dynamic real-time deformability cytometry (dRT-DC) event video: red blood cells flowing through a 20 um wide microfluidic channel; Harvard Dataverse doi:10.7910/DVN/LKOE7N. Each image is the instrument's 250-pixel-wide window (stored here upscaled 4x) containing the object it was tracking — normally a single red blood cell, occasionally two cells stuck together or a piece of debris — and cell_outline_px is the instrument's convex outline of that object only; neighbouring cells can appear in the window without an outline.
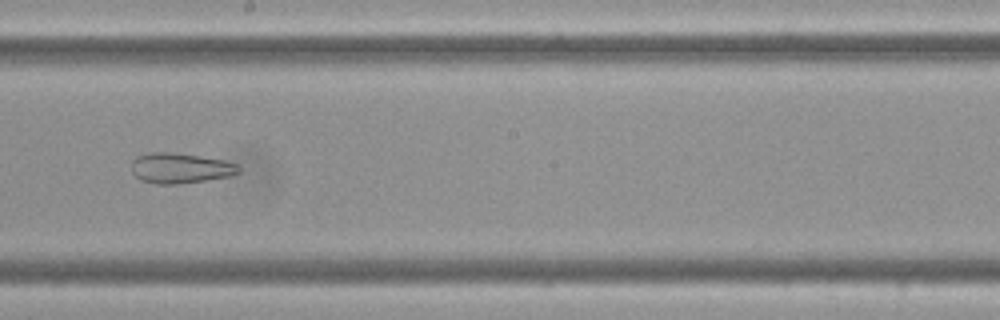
{"species": "Egyptian fruit bat (a non-hibernating species)", "species_latin": "Rousettus aegyptiacus", "temperature_condition": "cold", "stored_images_in_passage": 58, "camera_frame_rate_fps": 3000, "um_per_image_px": 0.085, "frame": {"image": 1, "passage_image": 33, "time_ms": 10.667, "image_size_px": [1000, 320], "cell_outline_px": [[240, 172], [228, 176], [204, 180], [176, 184], [156, 184], [140, 180], [132, 172], [132, 160], [136, 156], [148, 152], [168, 152], [200, 156], [224, 160], [236, 164], [240, 168]], "centroid_in_image_um": [15.28, 14.28], "position_along_channel_um": 232.9, "area_um2": 18.84}}
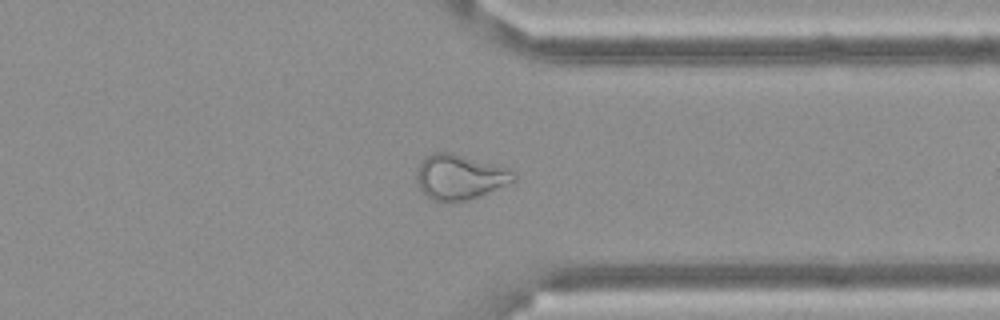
{"frame": {"image": 2, "passage_image": 45, "time_ms": 14.667, "image_size_px": [1000, 320], "cell_outline_px": [[516, 180], [468, 200], [452, 204], [448, 204], [432, 200], [420, 188], [416, 180], [416, 168], [432, 152], [452, 152], [508, 168], [516, 172]], "centroid_in_image_um": [39.06, 15.06], "position_along_channel_um": 372.3, "area_um2": 25.61}}
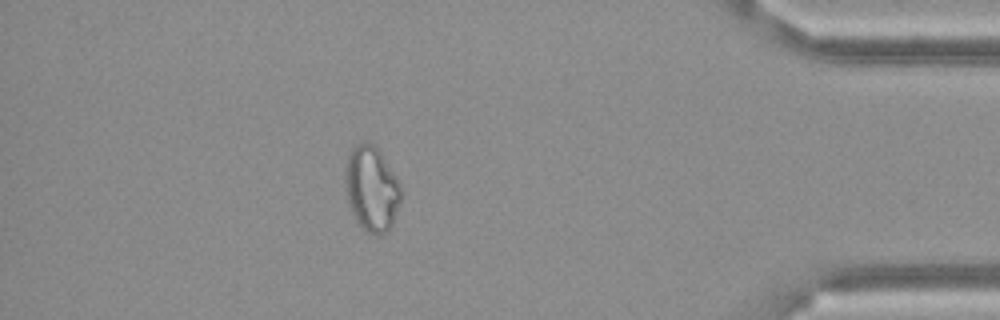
{"frame": {"image": 3, "passage_image": 51, "time_ms": 16.667, "image_size_px": [1000, 320], "cell_outline_px": [[400, 200], [392, 224], [388, 232], [380, 236], [368, 232], [360, 224], [352, 212], [348, 200], [344, 184], [344, 168], [348, 156], [352, 148], [356, 144], [364, 140], [372, 144], [380, 152], [400, 184]], "centroid_in_image_um": [31.56, 16.02], "position_along_channel_um": 403.6, "area_um2": 27.4}, "authors_computed_cell_mechanics": {"area_um2": 27.5417, "velocity_mm_per_s": 3.5165, "shape_relaxation_time_tau1_ms": null, "shape_relaxation_time_tau2_ms": 2.8292, "deformation_change_tau1": null, "deformation_change_tau2": 0.1074}}